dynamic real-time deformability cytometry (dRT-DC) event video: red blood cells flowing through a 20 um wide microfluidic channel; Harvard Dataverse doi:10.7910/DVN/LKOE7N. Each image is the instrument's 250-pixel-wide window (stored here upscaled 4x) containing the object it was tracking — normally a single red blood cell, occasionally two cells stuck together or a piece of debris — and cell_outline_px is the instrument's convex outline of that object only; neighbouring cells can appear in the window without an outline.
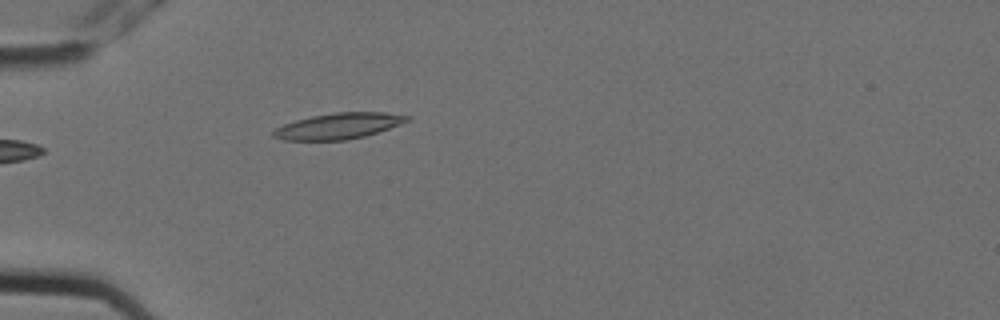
{"species": "Egyptian fruit bat (a non-hibernating species)", "species_latin": "Rousettus aegyptiacus", "temperature_condition": "cold", "stored_images_in_passage": 6, "camera_frame_rate_fps": 3000, "um_per_image_px": 0.085, "animal": {"sex": "female"}, "frame": {"image": 1, "passage_image": 6, "time_ms": 1.667, "image_size_px": [1000, 320], "cell_outline_px": [[412, 120], [364, 136], [348, 140], [284, 140], [272, 136], [272, 132], [276, 128], [284, 124], [296, 120], [312, 116], [336, 112], [384, 112], [412, 116]], "centroid_in_image_um": [28.8, 10.7], "position_along_channel_um": 56.2, "area_um2": 20.11}}